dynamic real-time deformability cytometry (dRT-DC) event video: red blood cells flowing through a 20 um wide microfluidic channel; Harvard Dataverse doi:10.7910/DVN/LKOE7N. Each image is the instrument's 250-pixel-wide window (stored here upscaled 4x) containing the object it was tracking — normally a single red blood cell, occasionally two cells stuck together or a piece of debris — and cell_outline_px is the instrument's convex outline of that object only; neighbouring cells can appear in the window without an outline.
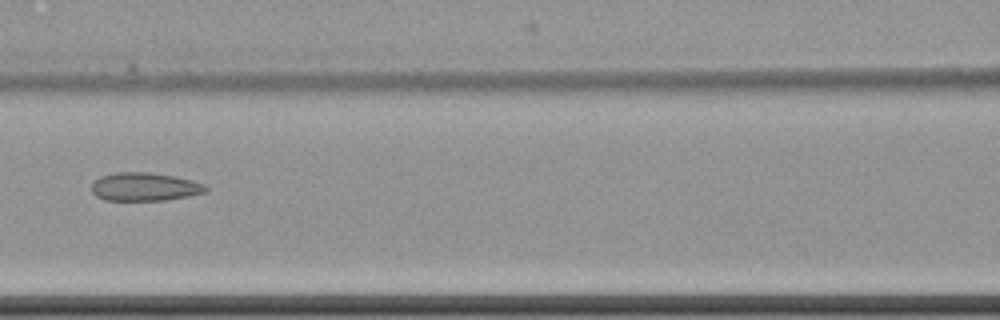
{"species": "common noctule bat (a hibernating species)", "species_latin": "Nyctalus noctula", "temperature_condition": "cold", "stored_images_in_passage": 8, "camera_frame_rate_fps": 3000, "um_per_image_px": 0.085, "animal": {"sex": "female", "body_mass_g": 22.7, "forearm_length_mm": 54.2}, "frame": {"image": 1, "passage_image": 8, "time_ms": 9.333, "image_size_px": [1000, 320], "cell_outline_px": [[208, 192], [188, 196], [164, 200], [104, 200], [96, 196], [92, 192], [92, 184], [100, 176], [116, 172], [148, 172], [176, 176], [192, 180], [204, 184], [208, 188]], "centroid_in_image_um": [12.31, 15.87], "position_along_channel_um": 154.3, "area_um2": 18.9}}